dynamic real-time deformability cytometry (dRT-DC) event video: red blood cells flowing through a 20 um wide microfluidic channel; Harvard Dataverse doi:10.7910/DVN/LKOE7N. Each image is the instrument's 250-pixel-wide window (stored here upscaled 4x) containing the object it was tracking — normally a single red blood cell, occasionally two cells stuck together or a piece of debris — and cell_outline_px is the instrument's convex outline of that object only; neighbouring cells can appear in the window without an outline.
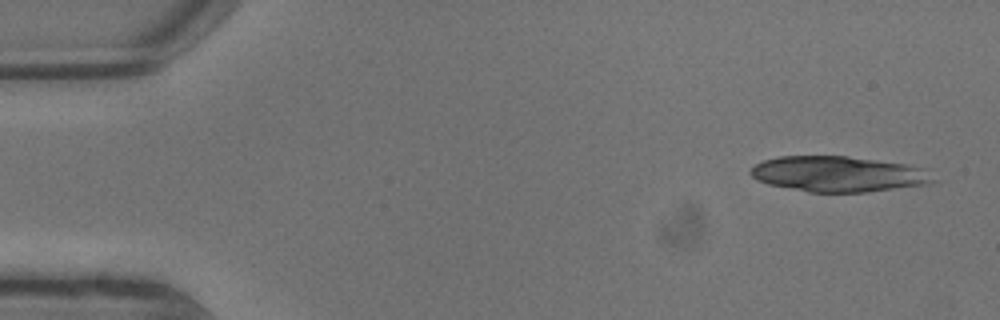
{"species": "common noctule bat (a hibernating species)", "species_latin": "Nyctalus noctula", "temperature_condition": "warm", "stored_images_in_passage": 8, "camera_frame_rate_fps": 3000, "um_per_image_px": 0.085, "animal": {"sex": "male", "body_mass_g": 13.3}, "frame": {"image": 1, "passage_image": 1, "time_ms": 0.0, "image_size_px": [1000, 320], "cell_outline_px": [[940, 180], [932, 184], [868, 192], [808, 192], [768, 184], [756, 180], [748, 172], [756, 164], [764, 160], [780, 156], [848, 156], [908, 164], [924, 168]], "centroid_in_image_um": [71.34, 14.8], "position_along_channel_um": 13.7, "area_um2": 38.32}}
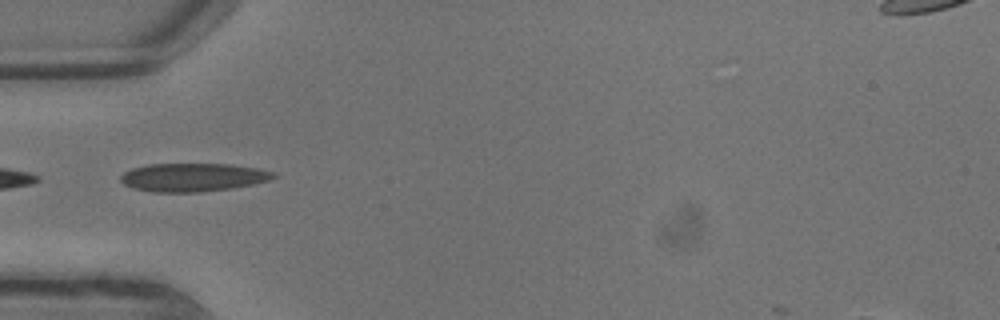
{"frame": {"image": 2, "passage_image": 6, "time_ms": 1.667, "image_size_px": [1000, 320], "cell_outline_px": [[280, 176], [268, 180], [252, 184], [232, 188], [200, 192], [152, 192], [132, 188], [124, 184], [120, 180], [120, 176], [124, 172], [132, 168], [148, 164], [228, 164], [256, 168], [276, 172]], "centroid_in_image_um": [16.4, 15.07], "position_along_channel_um": 68.6, "area_um2": 25.32}}
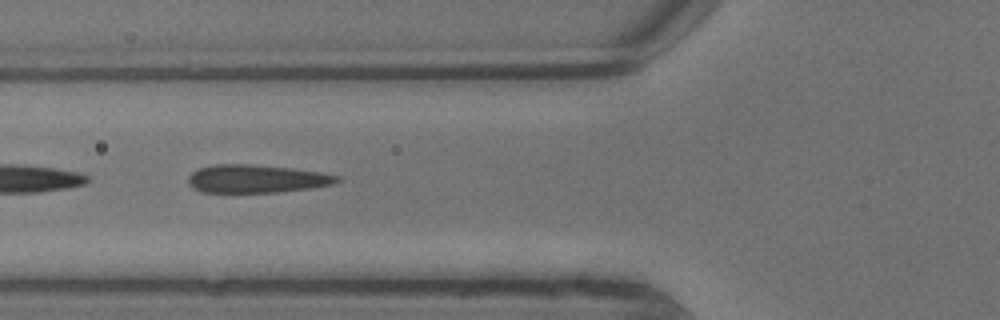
{"frame": {"image": 3, "passage_image": 7, "time_ms": 2.0, "image_size_px": [1000, 320], "cell_outline_px": [[344, 180], [332, 184], [312, 188], [276, 192], [200, 192], [192, 188], [188, 184], [188, 176], [192, 172], [200, 168], [216, 164], [248, 164], [292, 168], [320, 172], [340, 176]], "centroid_in_image_um": [21.81, 15.2], "position_along_channel_um": 104.0, "area_um2": 24.45}}